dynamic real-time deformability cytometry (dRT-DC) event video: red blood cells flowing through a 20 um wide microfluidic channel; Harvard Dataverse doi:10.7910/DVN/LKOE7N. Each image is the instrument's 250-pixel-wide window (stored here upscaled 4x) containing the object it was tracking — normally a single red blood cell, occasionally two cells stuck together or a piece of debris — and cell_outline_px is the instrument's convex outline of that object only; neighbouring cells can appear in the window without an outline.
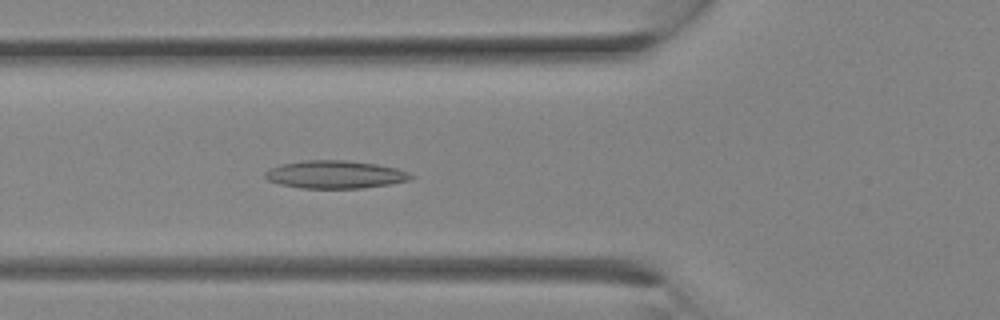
{"species": "Egyptian fruit bat (a non-hibernating species)", "species_latin": "Rousettus aegyptiacus", "temperature_condition": "room temperature", "stored_images_in_passage": 6, "camera_frame_rate_fps": 3000, "um_per_image_px": 0.085, "animal": {"sex": "female"}, "frame": {"image": 1, "passage_image": 6, "time_ms": 1.667, "image_size_px": [1000, 320], "cell_outline_px": [[416, 176], [408, 180], [388, 184], [364, 188], [300, 188], [280, 184], [268, 180], [264, 176], [264, 172], [268, 168], [280, 164], [304, 160], [344, 160], [376, 164], [396, 168], [408, 172]], "centroid_in_image_um": [28.45, 14.83], "position_along_channel_um": 97.4, "area_um2": 23.7}}